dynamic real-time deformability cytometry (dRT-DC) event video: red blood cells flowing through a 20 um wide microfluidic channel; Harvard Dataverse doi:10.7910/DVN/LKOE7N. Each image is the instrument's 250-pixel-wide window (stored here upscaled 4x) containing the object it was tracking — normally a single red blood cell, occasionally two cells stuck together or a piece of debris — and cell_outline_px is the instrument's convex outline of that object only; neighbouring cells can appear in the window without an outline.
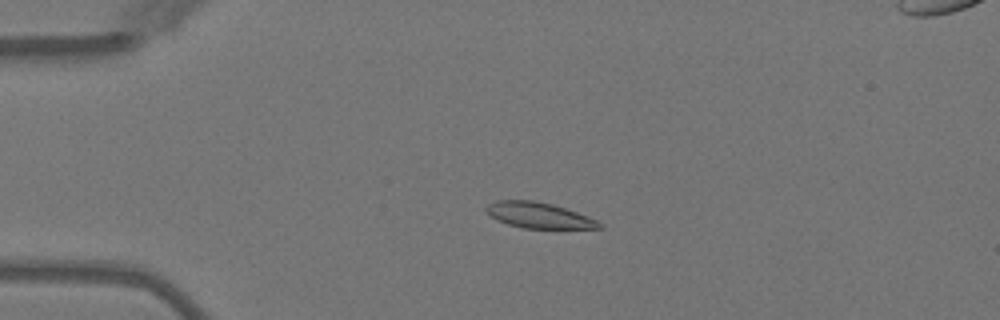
{"species": "Egyptian fruit bat (a non-hibernating species)", "species_latin": "Rousettus aegyptiacus", "temperature_condition": "warm", "stored_images_in_passage": 6, "camera_frame_rate_fps": 3000, "um_per_image_px": 0.085, "animal": {"sex": "female"}, "frame": {"image": 1, "passage_image": 4, "time_ms": 3.667, "image_size_px": [1000, 320], "cell_outline_px": [[604, 228], [524, 228], [508, 224], [492, 216], [484, 208], [488, 204], [496, 200], [532, 200], [552, 204], [588, 216], [604, 224]], "centroid_in_image_um": [45.83, 18.29], "position_along_channel_um": 39.2, "area_um2": 16.7}}